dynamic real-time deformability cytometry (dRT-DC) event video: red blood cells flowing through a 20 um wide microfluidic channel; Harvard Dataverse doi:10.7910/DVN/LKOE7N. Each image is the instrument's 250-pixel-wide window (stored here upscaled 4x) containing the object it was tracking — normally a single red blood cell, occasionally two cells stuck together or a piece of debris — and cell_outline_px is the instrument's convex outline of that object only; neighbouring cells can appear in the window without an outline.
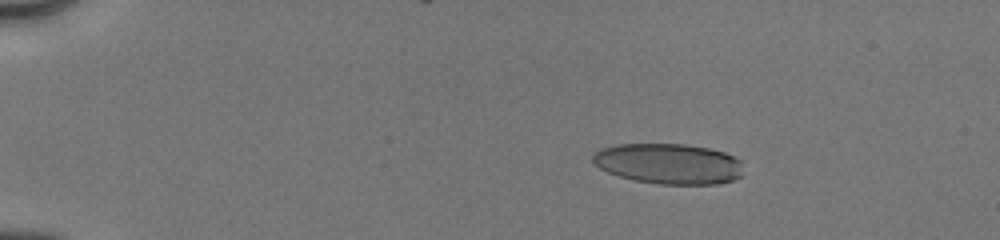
{"species": "human", "species_latin": "Homo sapiens", "temperature_condition": "cold", "stored_images_in_passage": 10, "camera_frame_rate_fps": 3000, "um_per_image_px": 0.085, "donor": {"sex": "male"}, "frame": {"image": 1, "passage_image": 6, "time_ms": 3.333, "image_size_px": [1000, 240], "cell_outline_px": [[740, 176], [732, 180], [720, 184], [660, 184], [632, 180], [608, 172], [600, 168], [592, 160], [592, 152], [600, 148], [616, 144], [684, 144], [708, 148], [724, 152], [740, 160]], "centroid_in_image_um": [56.78, 13.91], "position_along_channel_um": 28.2, "area_um2": 35.49}}
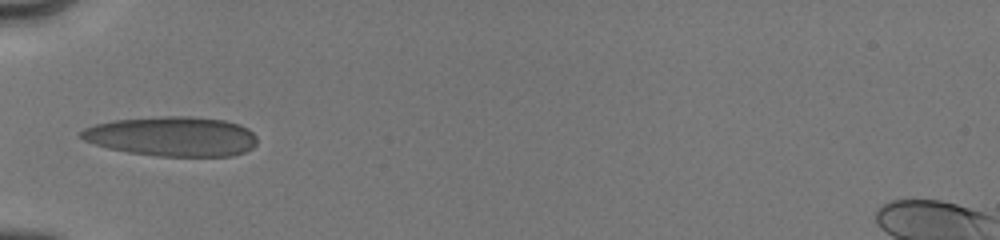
{"frame": {"image": 2, "passage_image": 9, "time_ms": 6.667, "image_size_px": [1000, 240], "cell_outline_px": [[256, 144], [252, 148], [244, 152], [232, 156], [156, 156], [128, 152], [108, 148], [92, 144], [84, 140], [80, 136], [80, 132], [84, 128], [96, 124], [112, 120], [164, 116], [188, 116], [224, 120], [240, 124], [248, 128], [256, 136]], "centroid_in_image_um": [14.63, 11.59], "position_along_channel_um": 70.4, "area_um2": 40.86}}
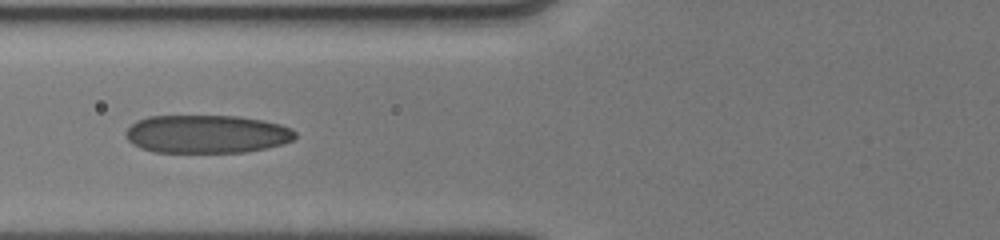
{"frame": {"image": 3, "passage_image": 10, "time_ms": 7.667, "image_size_px": [1000, 240], "cell_outline_px": [[296, 136], [292, 140], [284, 144], [244, 152], [156, 152], [140, 148], [132, 144], [128, 140], [124, 132], [136, 120], [148, 116], [240, 116], [264, 120], [280, 124], [292, 128], [296, 132]], "centroid_in_image_um": [17.57, 11.39], "position_along_channel_um": 108.2, "area_um2": 37.92}}